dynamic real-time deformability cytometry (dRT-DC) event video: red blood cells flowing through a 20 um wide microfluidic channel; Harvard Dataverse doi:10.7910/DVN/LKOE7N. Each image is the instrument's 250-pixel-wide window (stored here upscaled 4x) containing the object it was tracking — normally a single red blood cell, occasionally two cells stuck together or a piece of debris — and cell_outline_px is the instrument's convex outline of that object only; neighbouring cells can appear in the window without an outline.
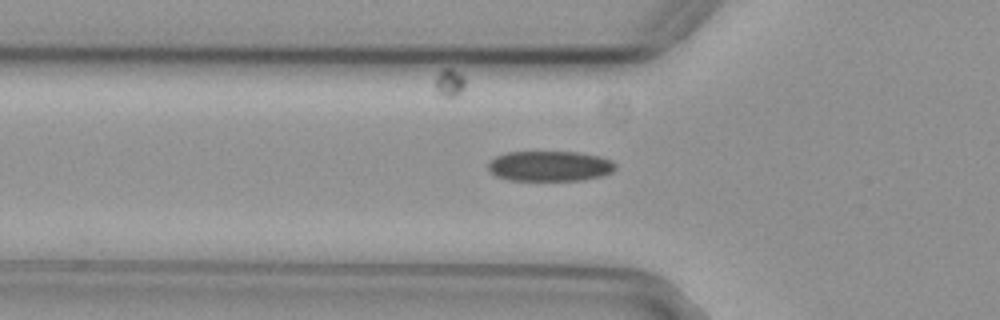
{"species": "common noctule bat (a hibernating species)", "species_latin": "Nyctalus noctula", "temperature_condition": "cold", "stored_images_in_passage": 46, "camera_frame_rate_fps": 3000, "um_per_image_px": 0.085, "animal": {"sex": "female", "body_mass_g": 29.2, "forearm_length_mm": 56.3}, "frame": {"image": 1, "passage_image": 14, "time_ms": 4.333, "image_size_px": [1000, 320], "cell_outline_px": [[616, 168], [612, 172], [600, 176], [580, 180], [508, 180], [496, 176], [488, 168], [488, 164], [496, 156], [508, 152], [576, 152], [600, 156], [612, 160], [616, 164]], "centroid_in_image_um": [46.75, 14.11], "position_along_channel_um": 79.0, "area_um2": 22.37}}
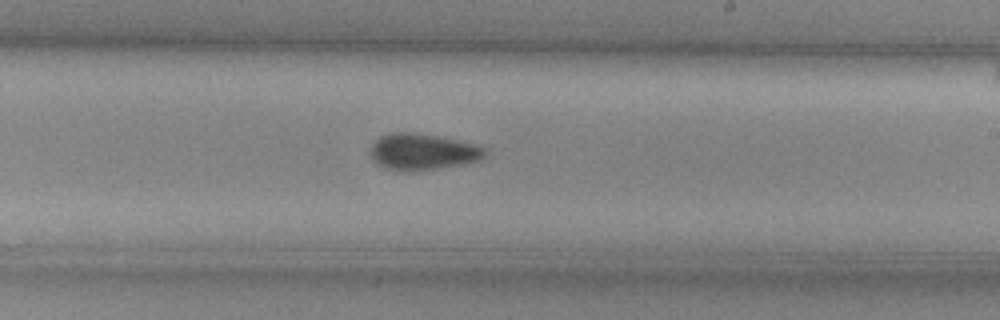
{"frame": {"image": 2, "passage_image": 28, "time_ms": 9.0, "image_size_px": [1000, 320], "cell_outline_px": [[488, 152], [480, 160], [464, 164], [440, 168], [412, 172], [396, 172], [384, 168], [372, 160], [368, 152], [372, 144], [380, 136], [392, 132], [412, 132], [456, 140], [476, 144], [488, 148]], "centroid_in_image_um": [35.89, 12.93], "position_along_channel_um": 253.1, "area_um2": 24.8}}
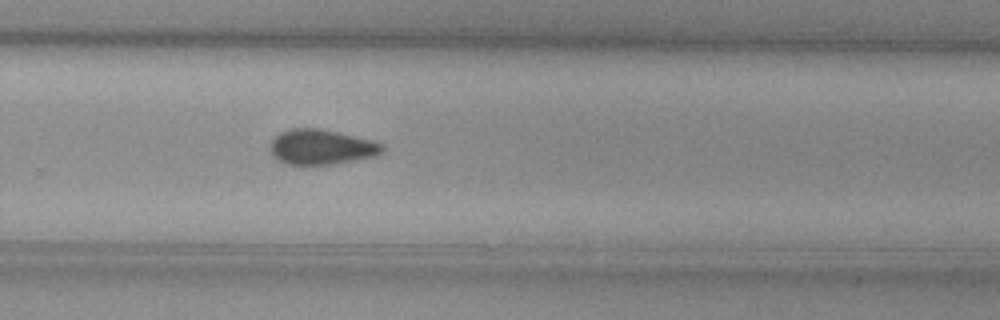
{"frame": {"image": 3, "passage_image": 32, "time_ms": 10.333, "image_size_px": [1000, 320], "cell_outline_px": [[384, 152], [376, 156], [356, 160], [308, 168], [300, 168], [284, 164], [276, 160], [272, 156], [268, 148], [268, 144], [280, 132], [292, 128], [320, 128], [372, 140], [384, 144]], "centroid_in_image_um": [27.25, 12.55], "position_along_channel_um": 302.6, "area_um2": 24.04}}